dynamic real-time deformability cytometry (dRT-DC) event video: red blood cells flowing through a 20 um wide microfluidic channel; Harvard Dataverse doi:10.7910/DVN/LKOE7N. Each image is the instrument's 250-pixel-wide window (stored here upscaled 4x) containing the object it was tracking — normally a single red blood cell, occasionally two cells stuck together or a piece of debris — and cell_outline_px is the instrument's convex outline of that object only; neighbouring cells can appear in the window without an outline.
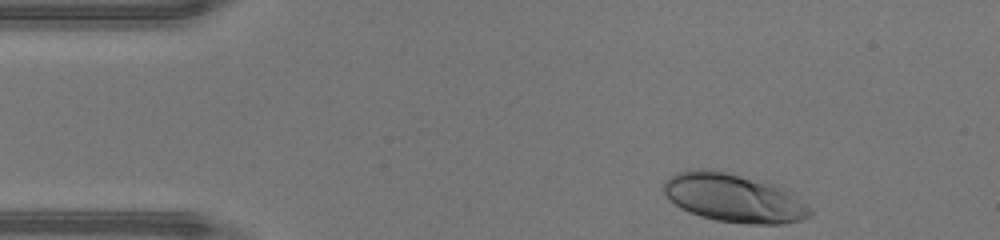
{"species": "human", "species_latin": "Homo sapiens", "temperature_condition": "warm", "stored_images_in_passage": 33, "camera_frame_rate_fps": 3000, "um_per_image_px": 0.085, "donor": {"sex": "male"}, "frame": {"image": 1, "passage_image": 1, "time_ms": 0.0, "image_size_px": [1000, 240], "cell_outline_px": [[812, 216], [800, 220], [784, 224], [748, 224], [716, 220], [700, 216], [680, 208], [668, 200], [660, 188], [664, 180], [676, 172], [688, 168], [716, 168], [780, 184], [796, 192], [812, 212]], "centroid_in_image_um": [62.37, 16.77], "position_along_channel_um": 22.6, "area_um2": 43.12}}
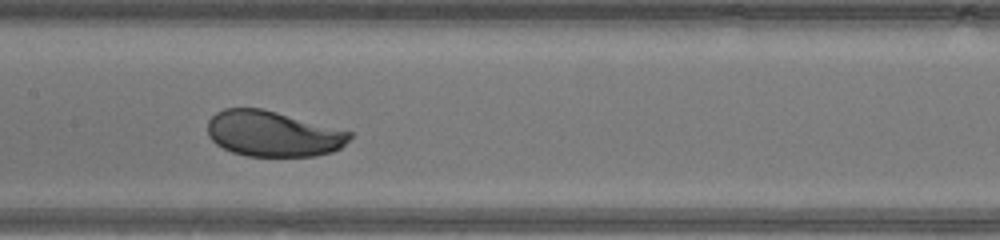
{"frame": {"image": 2, "passage_image": 17, "time_ms": 5.333, "image_size_px": [1000, 240], "cell_outline_px": [[352, 136], [340, 148], [332, 152], [316, 156], [244, 156], [232, 152], [216, 144], [208, 136], [208, 120], [216, 112], [224, 108], [260, 108], [276, 112], [352, 132]], "centroid_in_image_um": [23.17, 11.38], "position_along_channel_um": 184.2, "area_um2": 37.63}}
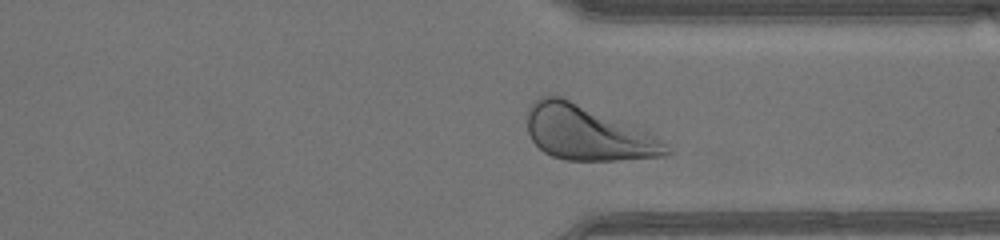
{"frame": {"image": 3, "passage_image": 29, "time_ms": 9.333, "image_size_px": [1000, 240], "cell_outline_px": [[672, 152], [664, 156], [616, 160], [564, 160], [552, 156], [544, 152], [532, 140], [528, 132], [528, 108], [540, 96], [564, 96], [648, 132], [660, 140]], "centroid_in_image_um": [49.91, 11.29], "position_along_channel_um": 361.5, "area_um2": 43.87}, "authors_computed_cell_mechanics": {"area_um2": 39.015, "velocity_mm_per_s": 4.4435, "shape_relaxation_time_tau1_ms": 1.2424, "shape_relaxation_time_tau2_ms": null, "deformation_change_tau1": 0.1212, "deformation_change_tau2": null}}